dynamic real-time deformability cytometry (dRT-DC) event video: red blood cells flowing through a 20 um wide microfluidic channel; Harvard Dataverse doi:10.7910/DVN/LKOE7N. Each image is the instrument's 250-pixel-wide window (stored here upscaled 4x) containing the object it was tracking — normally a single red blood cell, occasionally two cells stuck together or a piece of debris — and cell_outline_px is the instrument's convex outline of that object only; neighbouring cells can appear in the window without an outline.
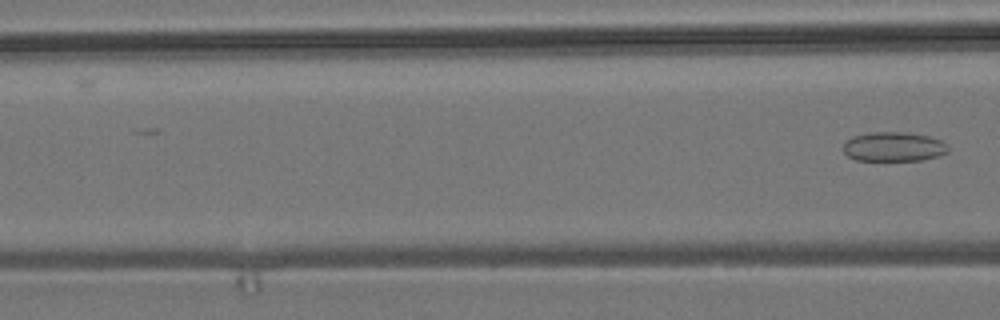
{"species": "common noctule bat (a hibernating species)", "species_latin": "Nyctalus noctula", "temperature_condition": "room temperature", "stored_images_in_passage": 8, "segment_of_instrument_passage": [2, 2], "camera_frame_rate_fps": 3000, "um_per_image_px": 0.085, "animal": {"sex": "male", "body_mass_g": 19.2, "forearm_length_mm": 51.8}, "frame": {"image": 1, "passage_image": 8, "time_ms": 2.333, "image_size_px": [1000, 320], "cell_outline_px": [[948, 152], [936, 156], [920, 160], [856, 160], [848, 156], [844, 152], [844, 144], [852, 136], [868, 132], [904, 132], [928, 136], [940, 140], [948, 144]], "centroid_in_image_um": [75.95, 12.46], "position_along_channel_um": 90.6, "area_um2": 17.86}}